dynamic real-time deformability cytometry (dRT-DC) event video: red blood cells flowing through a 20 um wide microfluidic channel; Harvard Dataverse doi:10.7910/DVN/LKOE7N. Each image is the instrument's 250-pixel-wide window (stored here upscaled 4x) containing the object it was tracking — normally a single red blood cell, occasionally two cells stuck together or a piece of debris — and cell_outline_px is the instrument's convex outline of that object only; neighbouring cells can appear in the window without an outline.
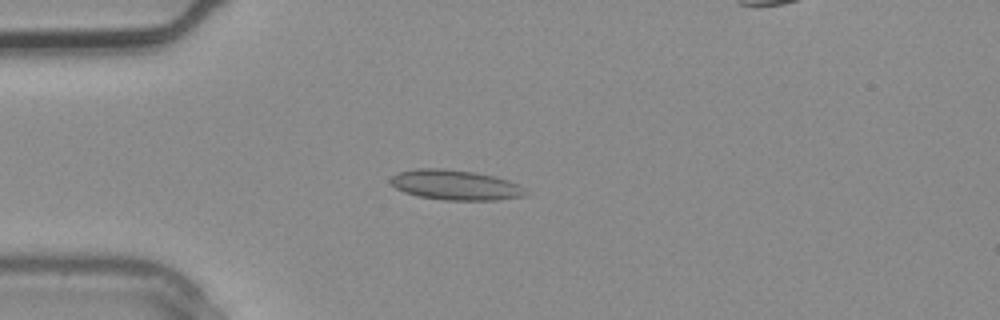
{"species": "common noctule bat (a hibernating species)", "species_latin": "Nyctalus noctula", "temperature_condition": "warm", "stored_images_in_passage": 2, "camera_frame_rate_fps": 3000, "um_per_image_px": 0.085, "animal": {"sex": "male", "body_mass_g": 20.4}, "frame": {"image": 1, "passage_image": 2, "time_ms": 0.333, "image_size_px": [1000, 320], "cell_outline_px": [[528, 192], [524, 196], [496, 200], [444, 200], [416, 196], [404, 192], [396, 188], [388, 180], [392, 176], [400, 172], [416, 168], [444, 168], [472, 172], [492, 176], [508, 180], [520, 184]], "centroid_in_image_um": [38.7, 15.73], "position_along_channel_um": 46.3, "area_um2": 23.7}}